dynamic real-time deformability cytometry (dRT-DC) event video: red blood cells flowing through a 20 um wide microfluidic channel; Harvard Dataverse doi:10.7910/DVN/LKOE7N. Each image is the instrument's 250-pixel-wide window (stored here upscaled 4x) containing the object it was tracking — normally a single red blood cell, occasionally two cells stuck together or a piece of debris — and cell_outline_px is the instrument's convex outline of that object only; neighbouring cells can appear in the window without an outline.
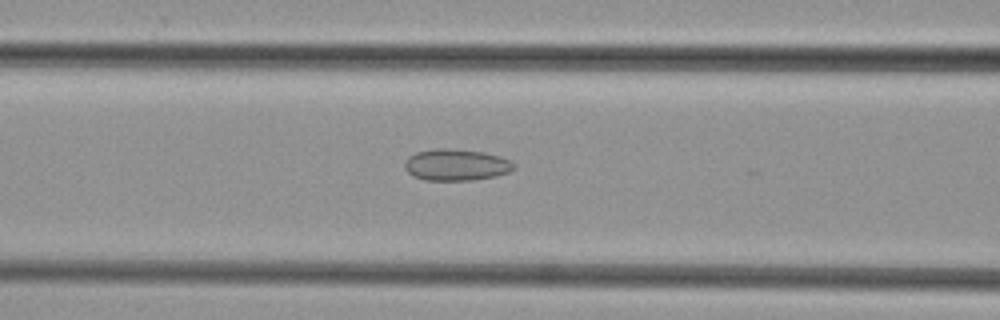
{"species": "common noctule bat (a hibernating species)", "species_latin": "Nyctalus noctula", "temperature_condition": "cold", "stored_images_in_passage": 48, "camera_frame_rate_fps": 3000, "um_per_image_px": 0.085, "animal": {"sex": "female", "body_mass_g": 29.2, "forearm_length_mm": 56.3}, "frame": {"image": 1, "passage_image": 20, "time_ms": 6.333, "image_size_px": [1000, 320], "cell_outline_px": [[516, 168], [508, 172], [496, 176], [472, 180], [424, 180], [412, 176], [404, 168], [404, 164], [408, 156], [416, 152], [436, 148], [448, 148], [484, 152], [500, 156], [512, 160], [516, 164]], "centroid_in_image_um": [38.79, 14.01], "position_along_channel_um": 127.8, "area_um2": 20.35}}
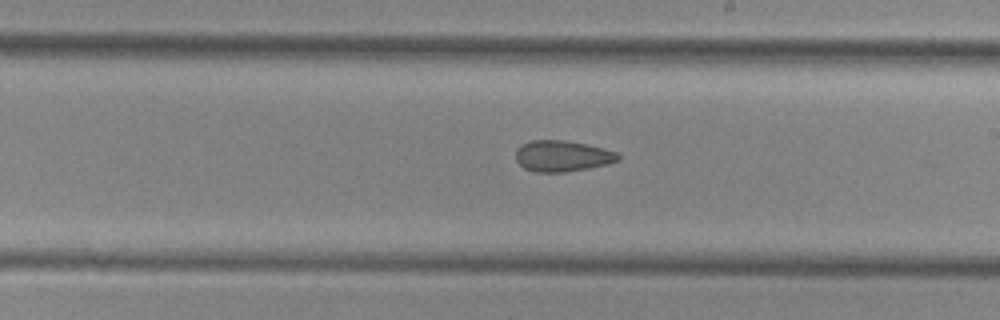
{"frame": {"image": 2, "passage_image": 28, "time_ms": 9.0, "image_size_px": [1000, 320], "cell_outline_px": [[620, 160], [608, 164], [588, 168], [564, 172], [532, 172], [524, 168], [516, 160], [516, 148], [532, 140], [564, 140], [584, 144], [616, 152], [620, 156]], "centroid_in_image_um": [47.77, 13.27], "position_along_channel_um": 241.2, "area_um2": 18.38}}
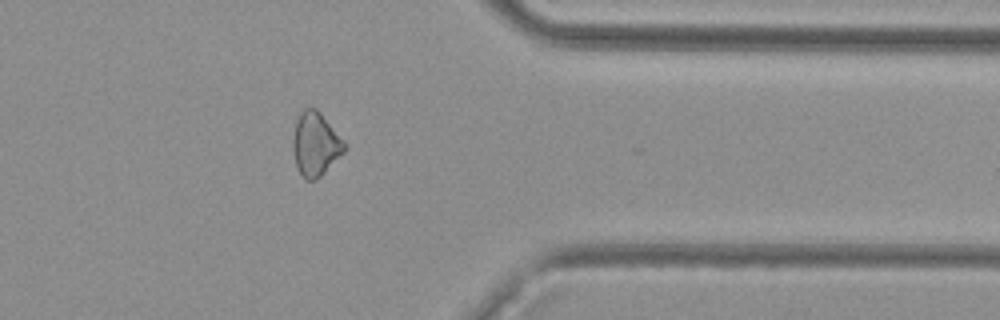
{"frame": {"image": 3, "passage_image": 39, "time_ms": 12.667, "image_size_px": [1000, 320], "cell_outline_px": [[344, 152], [316, 180], [304, 180], [296, 164], [292, 148], [292, 140], [296, 120], [300, 112], [304, 108], [316, 108], [320, 112], [344, 140]], "centroid_in_image_um": [26.79, 12.24], "position_along_channel_um": 384.6, "area_um2": 18.96}}